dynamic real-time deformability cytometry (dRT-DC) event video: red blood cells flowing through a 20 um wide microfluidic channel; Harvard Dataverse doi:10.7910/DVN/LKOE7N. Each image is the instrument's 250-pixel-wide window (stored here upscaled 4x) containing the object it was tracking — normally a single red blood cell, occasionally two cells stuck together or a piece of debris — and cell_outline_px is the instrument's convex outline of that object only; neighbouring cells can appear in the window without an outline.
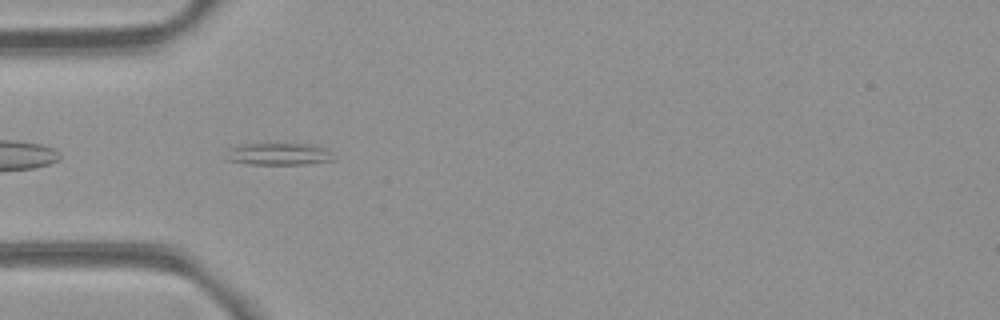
{"species": "common noctule bat (a hibernating species)", "species_latin": "Nyctalus noctula", "temperature_condition": "room temperature", "stored_images_in_passage": 38, "camera_frame_rate_fps": 3000, "um_per_image_px": 0.085, "animal": {"sex": "female", "body_mass_g": 21.9}, "frame": {"image": 1, "passage_image": 2, "time_ms": 0.333, "image_size_px": [1000, 320], "cell_outline_px": [[336, 160], [304, 164], [248, 164], [224, 160], [228, 148], [244, 144], [304, 144], [320, 148], [328, 152]], "centroid_in_image_um": [23.56, 13.11], "position_along_channel_um": 61.4, "area_um2": 13.58}}
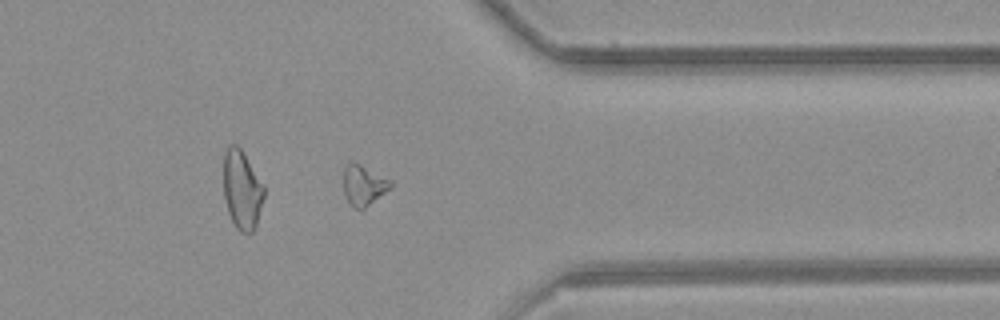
{"frame": {"image": 2, "passage_image": 27, "time_ms": 8.667, "image_size_px": [1000, 320], "cell_outline_px": [[392, 184], [384, 192], [364, 208], [356, 208], [348, 204], [344, 196], [344, 168], [348, 164], [360, 164], [392, 180]], "centroid_in_image_um": [30.88, 15.75], "position_along_channel_um": 380.5, "area_um2": 10.69}}
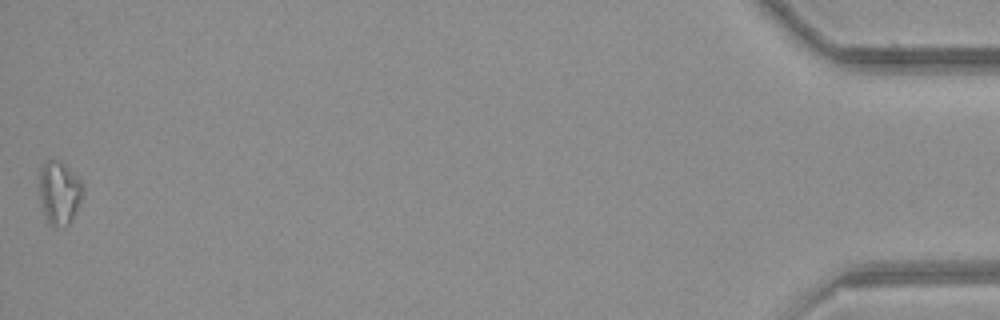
{"frame": {"image": 3, "passage_image": 38, "time_ms": 12.333, "image_size_px": [1000, 320], "cell_outline_px": [[84, 192], [68, 224], [64, 228], [48, 224], [40, 200], [40, 168], [48, 160], [60, 160], [80, 176], [84, 184]], "centroid_in_image_um": [5.07, 16.34], "position_along_channel_um": 430.1, "area_um2": 16.13}}